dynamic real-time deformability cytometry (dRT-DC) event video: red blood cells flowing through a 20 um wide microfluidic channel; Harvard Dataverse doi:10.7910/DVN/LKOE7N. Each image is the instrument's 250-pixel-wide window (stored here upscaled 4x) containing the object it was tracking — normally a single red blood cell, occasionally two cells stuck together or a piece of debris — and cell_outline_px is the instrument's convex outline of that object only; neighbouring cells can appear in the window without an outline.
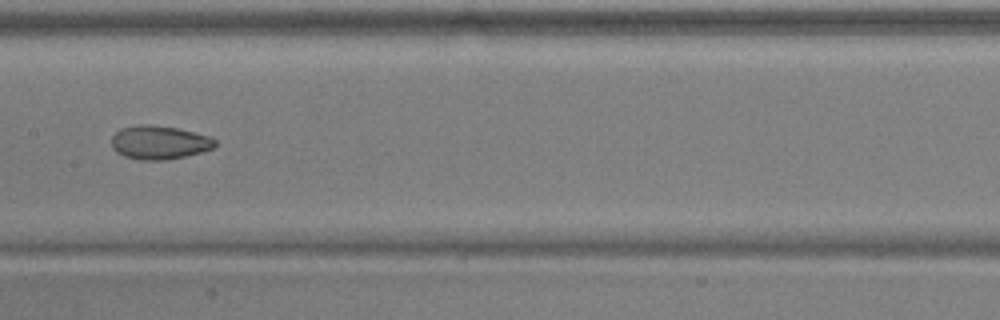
{"species": "common noctule bat (a hibernating species)", "species_latin": "Nyctalus noctula", "temperature_condition": "warm", "stored_images_in_passage": 10, "camera_frame_rate_fps": 3000, "um_per_image_px": 0.085, "animal": {"sex": "male", "body_mass_g": 17.9, "forearm_length_mm": 54.2}, "frame": {"image": 1, "passage_image": 7, "time_ms": 2.0, "image_size_px": [1000, 320], "cell_outline_px": [[216, 144], [212, 148], [200, 152], [184, 156], [164, 160], [140, 160], [124, 156], [116, 152], [112, 148], [112, 136], [120, 128], [140, 124], [148, 124], [176, 128], [212, 136], [216, 140]], "centroid_in_image_um": [13.52, 12.1], "position_along_channel_um": 193.9, "area_um2": 20.29}}
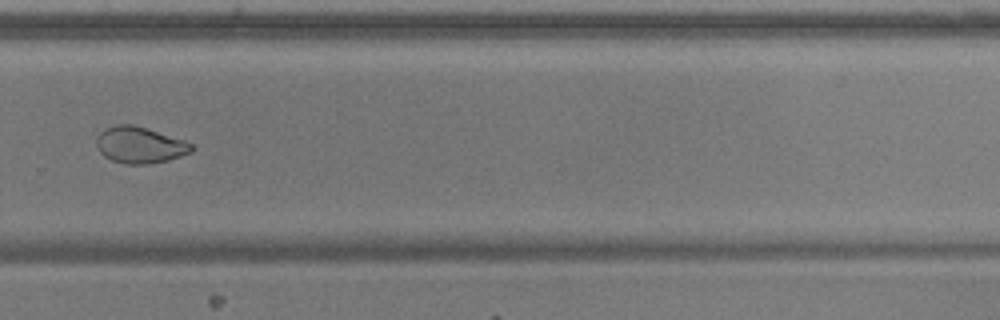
{"frame": {"image": 2, "passage_image": 10, "time_ms": 3.0, "image_size_px": [1000, 320], "cell_outline_px": [[196, 148], [192, 152], [168, 160], [148, 164], [124, 164], [112, 160], [104, 156], [100, 152], [96, 144], [96, 136], [104, 128], [116, 124], [132, 124], [184, 140], [192, 144]], "centroid_in_image_um": [11.87, 12.33], "position_along_channel_um": 317.9, "area_um2": 20.23}}